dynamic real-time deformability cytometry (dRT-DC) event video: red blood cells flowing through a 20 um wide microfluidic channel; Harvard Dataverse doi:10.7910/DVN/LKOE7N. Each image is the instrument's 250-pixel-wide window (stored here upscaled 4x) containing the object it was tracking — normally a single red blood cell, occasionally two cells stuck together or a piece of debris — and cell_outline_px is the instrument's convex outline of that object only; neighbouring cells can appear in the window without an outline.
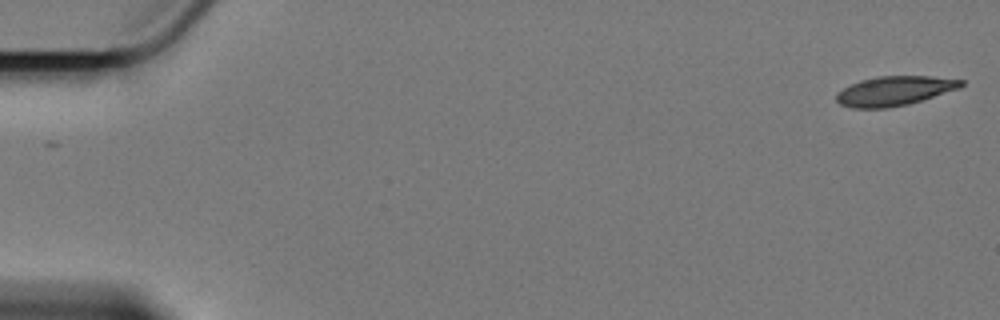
{"species": "Egyptian fruit bat (a non-hibernating species)", "species_latin": "Rousettus aegyptiacus", "temperature_condition": "cold", "stored_images_in_passage": 55, "camera_frame_rate_fps": 3000, "um_per_image_px": 0.085, "animal": {"sex": "female"}, "frame": {"image": 1, "passage_image": 1, "time_ms": 0.0, "image_size_px": [1000, 320], "cell_outline_px": [[964, 84], [960, 88], [908, 104], [888, 108], [852, 108], [840, 104], [836, 100], [836, 96], [844, 88], [860, 80], [876, 76], [932, 76], [964, 80]], "centroid_in_image_um": [76.04, 7.72], "position_along_channel_um": 9.0, "area_um2": 21.27}}
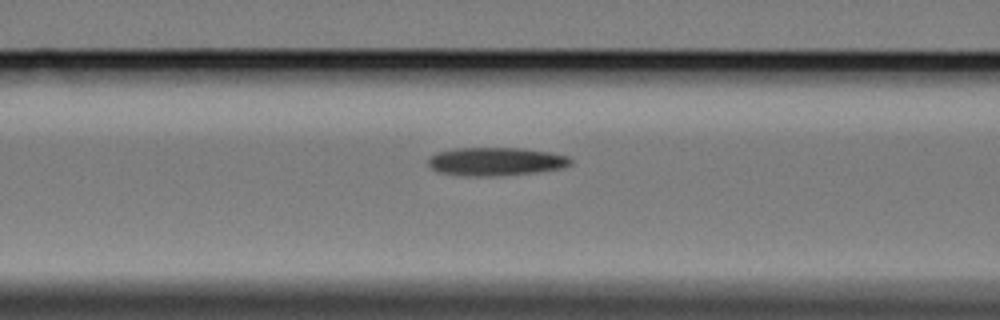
{"frame": {"image": 2, "passage_image": 24, "time_ms": 7.667, "image_size_px": [1000, 320], "cell_outline_px": [[572, 164], [564, 168], [532, 172], [492, 176], [464, 176], [436, 172], [428, 164], [428, 160], [436, 152], [456, 148], [520, 148], [552, 152], [568, 156], [572, 160]], "centroid_in_image_um": [42.14, 13.72], "position_along_channel_um": 124.5, "area_um2": 23.52}}
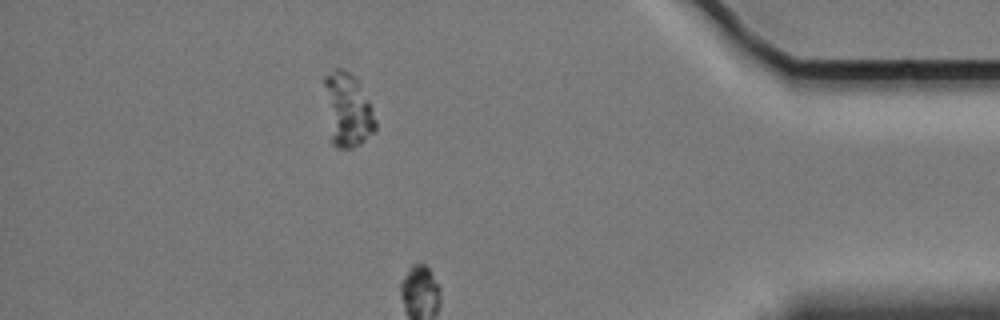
{"frame": {"image": 3, "passage_image": 49, "time_ms": 16.0, "image_size_px": [1000, 320], "cell_outline_px": [[376, 132], [360, 144], [352, 148], [336, 148], [332, 144], [324, 84], [324, 76], [336, 68], [340, 68], [356, 76], [372, 108], [376, 120]], "centroid_in_image_um": [29.57, 9.34], "position_along_channel_um": 405.6, "area_um2": 21.85}}